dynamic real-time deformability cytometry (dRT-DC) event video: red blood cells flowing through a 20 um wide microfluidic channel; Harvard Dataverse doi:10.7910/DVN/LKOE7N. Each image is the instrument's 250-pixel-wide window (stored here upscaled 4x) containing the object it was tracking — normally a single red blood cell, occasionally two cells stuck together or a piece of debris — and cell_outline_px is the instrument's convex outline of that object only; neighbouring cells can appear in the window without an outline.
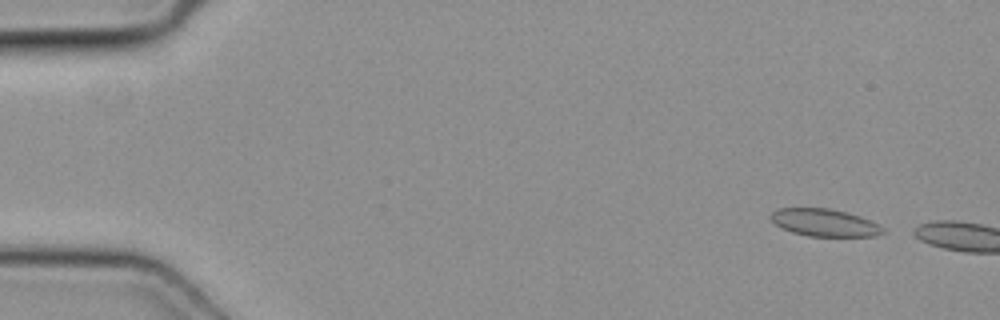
{"species": "common noctule bat (a hibernating species)", "species_latin": "Nyctalus noctula", "temperature_condition": "cold", "stored_images_in_passage": 6, "camera_frame_rate_fps": 3000, "um_per_image_px": 0.085, "animal": {"sex": "female", "body_mass_g": 19.3, "forearm_length_mm": 54.1}, "frame": {"image": 1, "passage_image": 3, "time_ms": 0.667, "image_size_px": [1000, 320], "cell_outline_px": [[884, 232], [876, 236], [808, 236], [792, 232], [780, 228], [768, 216], [772, 212], [780, 208], [828, 208], [848, 212], [860, 216], [884, 228]], "centroid_in_image_um": [70.05, 18.92], "position_along_channel_um": 15.0, "area_um2": 17.86}}